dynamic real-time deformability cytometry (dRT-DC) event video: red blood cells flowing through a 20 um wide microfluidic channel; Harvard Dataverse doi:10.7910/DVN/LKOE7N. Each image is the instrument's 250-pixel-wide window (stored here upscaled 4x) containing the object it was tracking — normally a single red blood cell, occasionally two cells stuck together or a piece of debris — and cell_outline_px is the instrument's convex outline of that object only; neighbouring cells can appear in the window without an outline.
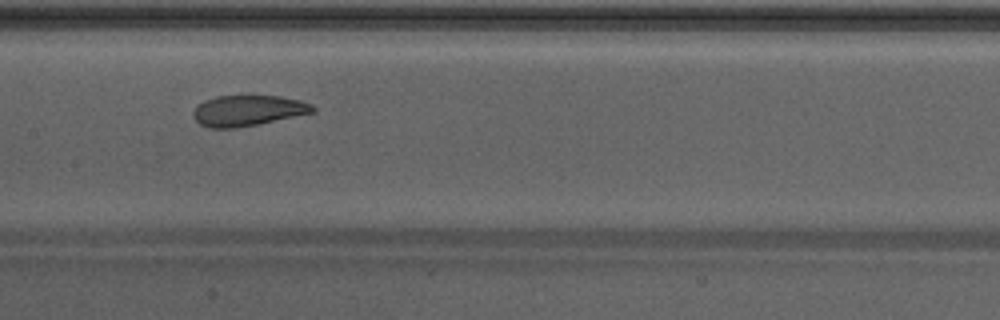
{"species": "Egyptian fruit bat (a non-hibernating species)", "species_latin": "Rousettus aegyptiacus", "temperature_condition": "warm", "stored_images_in_passage": 43, "camera_frame_rate_fps": 3000, "um_per_image_px": 0.085, "animal": {"sex": "male"}, "frame": {"image": 1, "passage_image": 19, "time_ms": 6.0, "image_size_px": [1000, 320], "cell_outline_px": [[316, 112], [236, 128], [208, 128], [200, 124], [192, 116], [192, 112], [196, 104], [204, 100], [216, 96], [280, 96], [300, 100], [312, 104], [316, 108]], "centroid_in_image_um": [21.04, 9.39], "position_along_channel_um": 186.4, "area_um2": 21.5}}
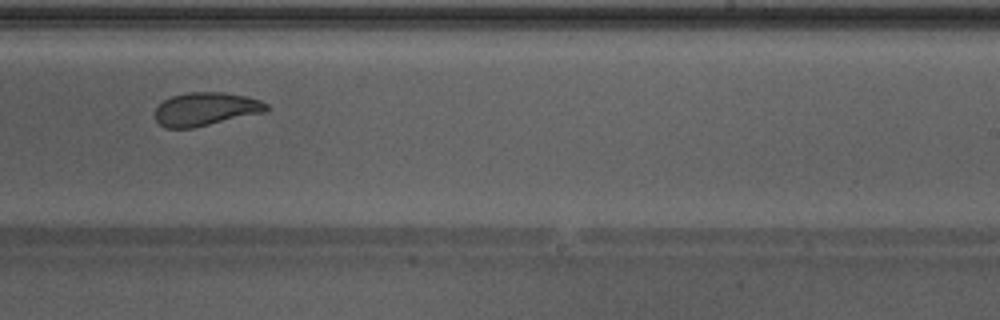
{"frame": {"image": 2, "passage_image": 25, "time_ms": 8.0, "image_size_px": [1000, 320], "cell_outline_px": [[268, 108], [264, 112], [192, 128], [164, 128], [156, 120], [156, 108], [164, 100], [172, 96], [188, 92], [224, 92], [244, 96], [260, 100], [268, 104]], "centroid_in_image_um": [17.47, 9.27], "position_along_channel_um": 271.5, "area_um2": 21.39}, "authors_computed_cell_mechanics": {"area_um2": 23.5824, "velocity_mm_per_s": 4.2831, "shape_relaxation_time_tau1_ms": 4.7345, "shape_relaxation_time_tau2_ms": 1.0712, "deformation_change_tau1": 0.1509, "deformation_change_tau2": 0.0554}}